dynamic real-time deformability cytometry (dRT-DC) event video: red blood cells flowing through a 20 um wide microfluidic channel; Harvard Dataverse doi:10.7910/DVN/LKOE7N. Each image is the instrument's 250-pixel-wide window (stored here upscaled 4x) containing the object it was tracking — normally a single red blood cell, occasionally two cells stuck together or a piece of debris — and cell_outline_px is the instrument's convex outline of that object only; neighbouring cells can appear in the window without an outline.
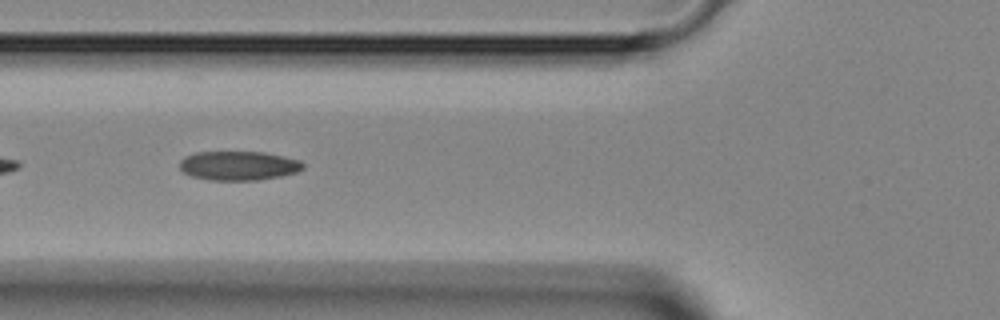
{"species": "Egyptian fruit bat (a non-hibernating species)", "species_latin": "Rousettus aegyptiacus", "temperature_condition": "room temperature", "stored_images_in_passage": 26, "segment_of_instrument_passage": [2, 2], "camera_frame_rate_fps": 3000, "um_per_image_px": 0.085, "animal": {"sex": "female"}, "frame": {"image": 1, "passage_image": 17, "time_ms": 5.333, "image_size_px": [1000, 320], "cell_outline_px": [[304, 168], [296, 172], [280, 176], [260, 180], [208, 180], [192, 176], [184, 172], [180, 168], [180, 160], [184, 156], [196, 152], [264, 152], [300, 160], [304, 164]], "centroid_in_image_um": [20.27, 14.08], "position_along_channel_um": 105.5, "area_um2": 20.98}}